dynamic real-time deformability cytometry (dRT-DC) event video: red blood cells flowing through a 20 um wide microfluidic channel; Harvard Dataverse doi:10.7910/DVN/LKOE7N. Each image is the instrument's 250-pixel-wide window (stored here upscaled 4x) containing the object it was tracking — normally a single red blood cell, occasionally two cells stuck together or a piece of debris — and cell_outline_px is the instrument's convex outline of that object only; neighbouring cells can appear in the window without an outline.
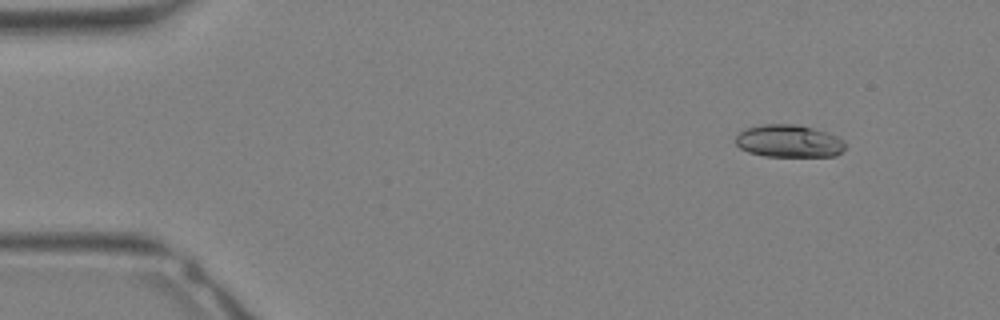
{"species": "Egyptian fruit bat (a non-hibernating species)", "species_latin": "Rousettus aegyptiacus", "temperature_condition": "warm", "stored_images_in_passage": 32, "camera_frame_rate_fps": 3000, "um_per_image_px": 0.085, "animal": {"sex": "female"}, "frame": {"image": 1, "passage_image": 3, "time_ms": 0.667, "image_size_px": [1000, 320], "cell_outline_px": [[844, 148], [836, 156], [764, 156], [748, 152], [740, 148], [736, 144], [736, 136], [744, 128], [764, 124], [796, 124], [828, 132], [844, 140]], "centroid_in_image_um": [67.04, 11.99], "position_along_channel_um": 18.0, "area_um2": 20.81}}
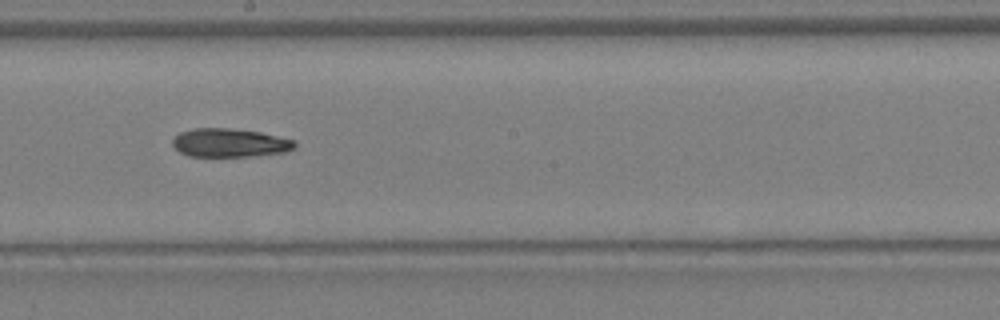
{"frame": {"image": 2, "passage_image": 18, "time_ms": 5.667, "image_size_px": [1000, 320], "cell_outline_px": [[296, 144], [292, 148], [284, 152], [252, 156], [188, 156], [180, 152], [172, 144], [172, 140], [180, 132], [196, 128], [228, 128], [260, 132], [296, 140]], "centroid_in_image_um": [19.52, 12.13], "position_along_channel_um": 228.7, "area_um2": 20.17}}
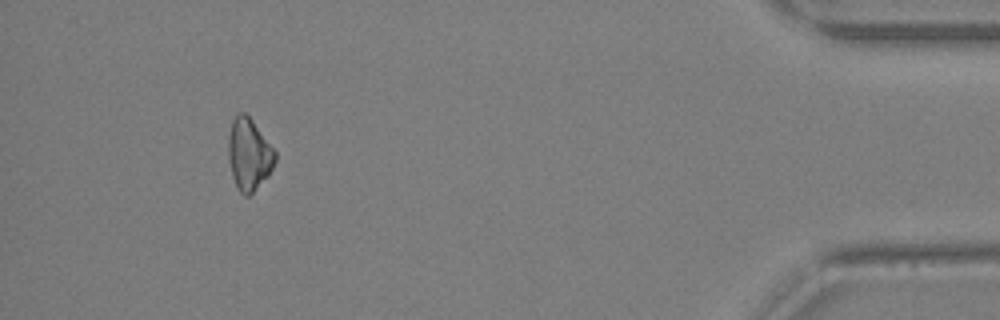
{"frame": {"image": 3, "passage_image": 30, "time_ms": 9.667, "image_size_px": [1000, 320], "cell_outline_px": [[276, 160], [268, 176], [248, 196], [244, 196], [236, 188], [232, 176], [228, 160], [228, 136], [232, 120], [240, 112], [244, 112], [252, 120], [276, 152]], "centroid_in_image_um": [21.14, 13.13], "position_along_channel_um": 414.1, "area_um2": 19.54}}